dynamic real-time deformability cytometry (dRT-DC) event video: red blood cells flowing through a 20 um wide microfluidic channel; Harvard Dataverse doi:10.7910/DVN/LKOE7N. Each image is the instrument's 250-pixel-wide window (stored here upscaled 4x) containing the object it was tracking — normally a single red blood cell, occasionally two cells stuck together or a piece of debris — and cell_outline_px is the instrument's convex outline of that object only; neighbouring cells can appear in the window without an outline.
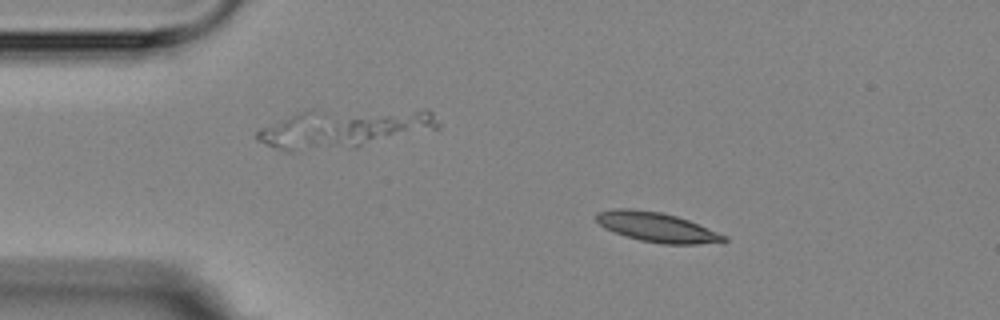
{"species": "Egyptian fruit bat (a non-hibernating species)", "species_latin": "Rousettus aegyptiacus", "temperature_condition": "room temperature", "stored_images_in_passage": 11, "camera_frame_rate_fps": 3000, "um_per_image_px": 0.085, "animal": {"sex": "female"}, "frame": {"image": 1, "passage_image": 2, "time_ms": 1.0, "image_size_px": [1000, 320], "cell_outline_px": [[728, 240], [724, 244], [664, 244], [640, 240], [604, 228], [596, 220], [596, 212], [612, 208], [632, 208], [660, 212], [676, 216], [688, 220], [728, 236]], "centroid_in_image_um": [55.89, 19.31], "position_along_channel_um": 29.1, "area_um2": 22.2}}
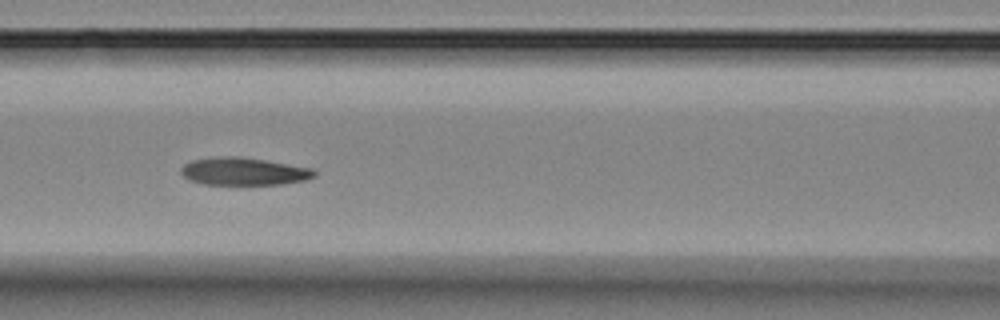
{"frame": {"image": 2, "passage_image": 6, "time_ms": 5.667, "image_size_px": [1000, 320], "cell_outline_px": [[316, 176], [304, 180], [284, 184], [204, 184], [188, 180], [180, 172], [180, 168], [184, 164], [192, 160], [220, 156], [236, 156], [264, 160], [312, 168], [316, 172]], "centroid_in_image_um": [20.69, 14.57], "position_along_channel_um": 145.9, "area_um2": 21.39}}
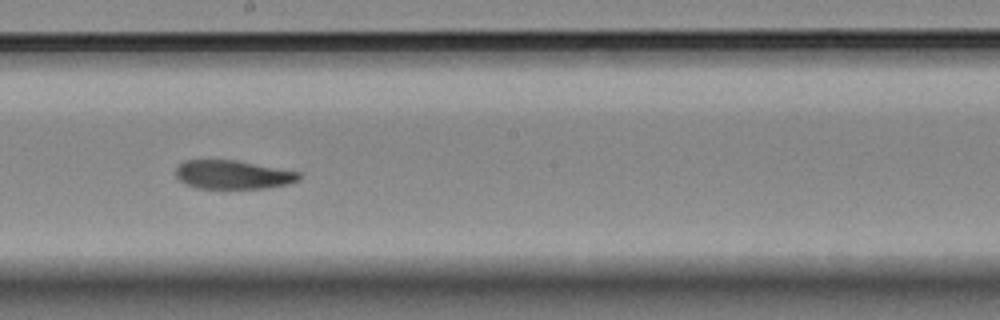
{"frame": {"image": 3, "passage_image": 8, "time_ms": 8.0, "image_size_px": [1000, 320], "cell_outline_px": [[300, 180], [288, 184], [264, 188], [196, 188], [180, 180], [176, 176], [176, 168], [184, 160], [236, 160], [300, 172]], "centroid_in_image_um": [19.81, 14.84], "position_along_channel_um": 228.4, "area_um2": 20.46}}